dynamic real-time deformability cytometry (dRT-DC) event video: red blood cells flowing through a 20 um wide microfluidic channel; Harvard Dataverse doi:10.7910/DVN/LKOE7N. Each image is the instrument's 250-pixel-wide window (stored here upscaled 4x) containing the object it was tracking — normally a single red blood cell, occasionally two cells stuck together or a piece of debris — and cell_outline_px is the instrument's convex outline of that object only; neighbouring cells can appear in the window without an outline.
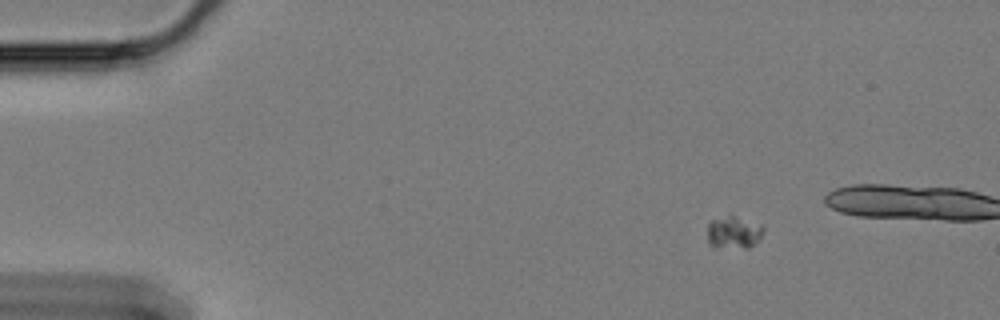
{"species": "Egyptian fruit bat (a non-hibernating species)", "species_latin": "Rousettus aegyptiacus", "temperature_condition": "cold", "stored_images_in_passage": 12, "camera_frame_rate_fps": 3000, "um_per_image_px": 0.085, "animal": {"sex": "female"}, "frame": {"image": 1, "passage_image": 1, "time_ms": 0.0, "image_size_px": [1000, 320], "cell_outline_px": [[764, 228], [760, 236], [748, 248], [712, 248], [708, 244], [708, 224], [712, 220], [728, 216], [732, 216], [764, 224]], "centroid_in_image_um": [62.33, 19.78], "position_along_channel_um": 22.7, "area_um2": 10.58}}